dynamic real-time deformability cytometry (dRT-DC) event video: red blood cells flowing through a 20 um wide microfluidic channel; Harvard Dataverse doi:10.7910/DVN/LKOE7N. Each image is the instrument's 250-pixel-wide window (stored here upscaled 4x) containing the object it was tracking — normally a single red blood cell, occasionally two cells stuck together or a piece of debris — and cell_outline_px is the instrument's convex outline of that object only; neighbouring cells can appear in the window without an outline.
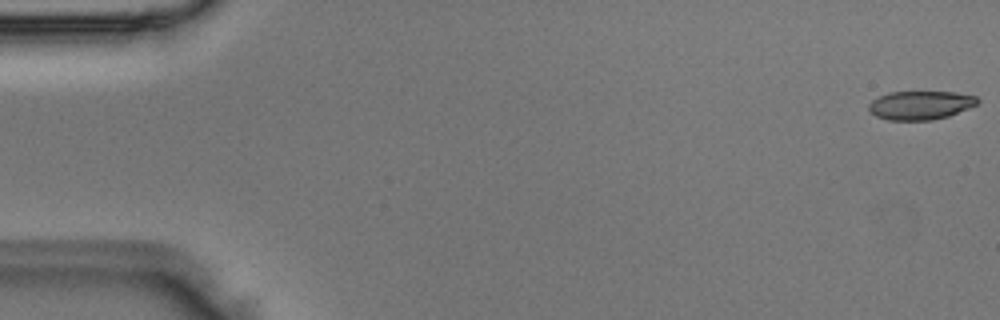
{"species": "Egyptian fruit bat (a non-hibernating species)", "species_latin": "Rousettus aegyptiacus", "temperature_condition": "room temperature", "stored_images_in_passage": 4, "camera_frame_rate_fps": 3000, "um_per_image_px": 0.085, "animal": {"sex": "male"}, "frame": {"image": 1, "passage_image": 1, "time_ms": 0.0, "image_size_px": [1000, 320], "cell_outline_px": [[980, 100], [976, 104], [968, 108], [948, 116], [932, 120], [888, 120], [876, 116], [868, 108], [868, 104], [872, 100], [888, 92], [956, 92], [976, 96]], "centroid_in_image_um": [78.23, 8.94], "position_along_channel_um": 6.8, "area_um2": 18.09}}
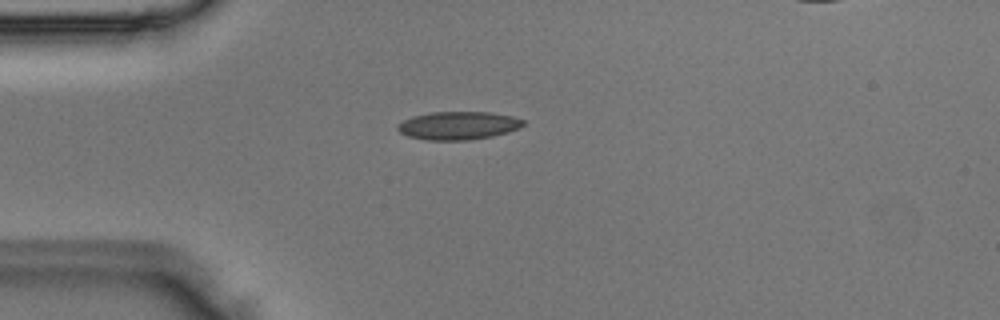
{"frame": {"image": 2, "passage_image": 4, "time_ms": 1.0, "image_size_px": [1000, 320], "cell_outline_px": [[524, 124], [520, 128], [508, 132], [492, 136], [468, 140], [428, 140], [408, 136], [400, 132], [396, 128], [396, 124], [412, 116], [432, 112], [488, 112], [512, 116], [524, 120]], "centroid_in_image_um": [38.94, 10.67], "position_along_channel_um": 46.1, "area_um2": 20.58}}